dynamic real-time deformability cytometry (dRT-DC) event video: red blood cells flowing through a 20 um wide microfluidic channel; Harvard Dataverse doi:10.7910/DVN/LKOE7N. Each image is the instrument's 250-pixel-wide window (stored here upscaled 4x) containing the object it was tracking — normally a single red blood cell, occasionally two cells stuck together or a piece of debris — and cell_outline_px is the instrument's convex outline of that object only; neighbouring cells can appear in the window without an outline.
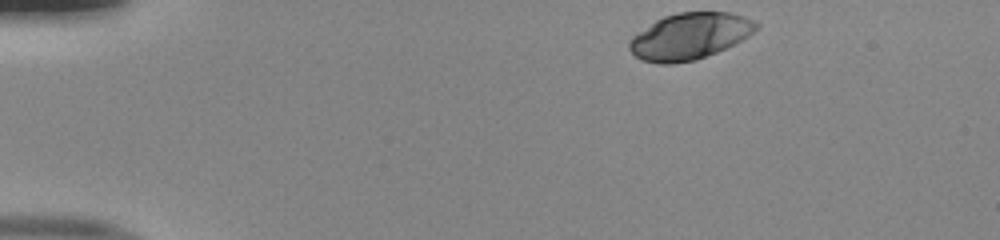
{"species": "human", "species_latin": "Homo sapiens", "temperature_condition": "room temperature", "stored_images_in_passage": 38, "camera_frame_rate_fps": 3000, "um_per_image_px": 0.085, "donor": {"sex": "male"}, "frame": {"image": 1, "passage_image": 1, "time_ms": 0.0, "image_size_px": [1000, 240], "cell_outline_px": [[760, 24], [748, 36], [716, 52], [696, 60], [672, 64], [660, 64], [640, 60], [628, 48], [628, 40], [632, 36], [656, 20], [664, 16], [680, 12], [732, 12], [744, 16]], "centroid_in_image_um": [58.58, 3.08], "position_along_channel_um": 26.4, "area_um2": 34.16}}
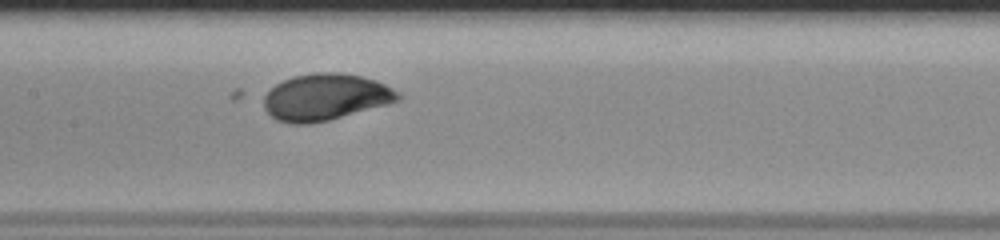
{"frame": {"image": 2, "passage_image": 19, "time_ms": 6.0, "image_size_px": [1000, 240], "cell_outline_px": [[404, 96], [400, 100], [388, 104], [328, 120], [312, 124], [292, 124], [276, 120], [264, 108], [264, 96], [276, 84], [292, 76], [316, 72], [340, 72], [360, 76], [376, 80], [400, 92]], "centroid_in_image_um": [27.69, 8.25], "position_along_channel_um": 179.7, "area_um2": 36.53}}
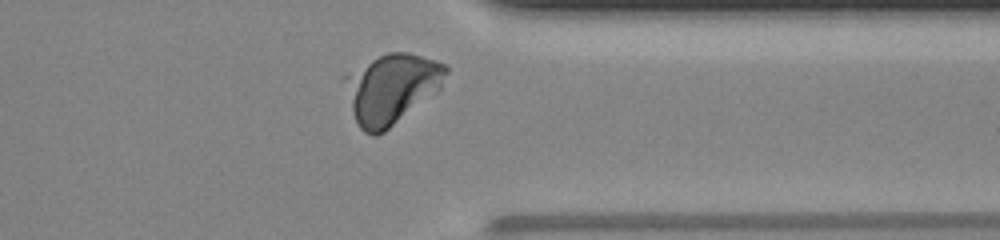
{"frame": {"image": 3, "passage_image": 34, "time_ms": 11.0, "image_size_px": [1000, 240], "cell_outline_px": [[448, 72], [440, 88], [436, 92], [384, 132], [376, 136], [372, 136], [364, 132], [360, 128], [352, 112], [340, 80], [340, 76], [388, 52], [408, 52], [436, 60], [444, 64], [448, 68]], "centroid_in_image_um": [33.22, 7.52], "position_along_channel_um": 378.2, "area_um2": 41.21}, "authors_computed_cell_mechanics": {"area_um2": 35.6626, "velocity_mm_per_s": 4.0113, "shape_relaxation_time_tau1_ms": 2.7474, "shape_relaxation_time_tau2_ms": null, "deformation_change_tau1": 0.1413, "deformation_change_tau2": null}}